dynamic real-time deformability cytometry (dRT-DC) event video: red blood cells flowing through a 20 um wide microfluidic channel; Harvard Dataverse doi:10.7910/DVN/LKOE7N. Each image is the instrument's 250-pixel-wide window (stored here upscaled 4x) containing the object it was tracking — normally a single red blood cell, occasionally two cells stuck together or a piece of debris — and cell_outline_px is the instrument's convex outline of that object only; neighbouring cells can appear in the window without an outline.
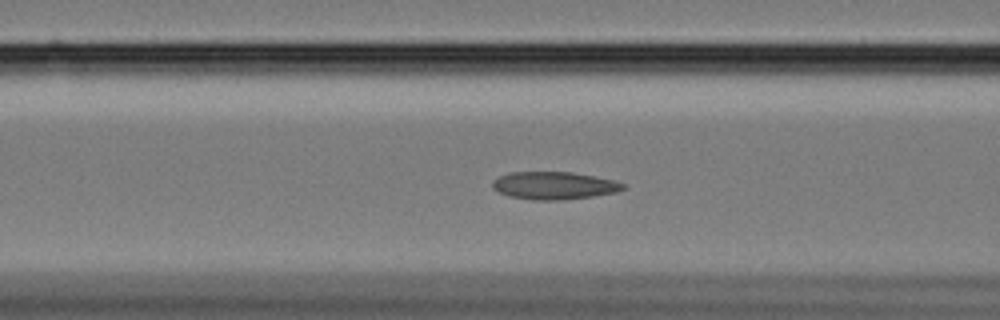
{"species": "Egyptian fruit bat (a non-hibernating species)", "species_latin": "Rousettus aegyptiacus", "temperature_condition": "cold", "stored_images_in_passage": 49, "camera_frame_rate_fps": 3000, "um_per_image_px": 0.085, "animal": {"sex": "female"}, "frame": {"image": 1, "passage_image": 18, "time_ms": 5.667, "image_size_px": [1000, 320], "cell_outline_px": [[628, 188], [616, 192], [592, 196], [564, 200], [532, 200], [508, 196], [492, 188], [492, 180], [508, 172], [572, 172], [612, 180], [628, 184]], "centroid_in_image_um": [47.1, 15.77], "position_along_channel_um": 119.5, "area_um2": 21.15}}
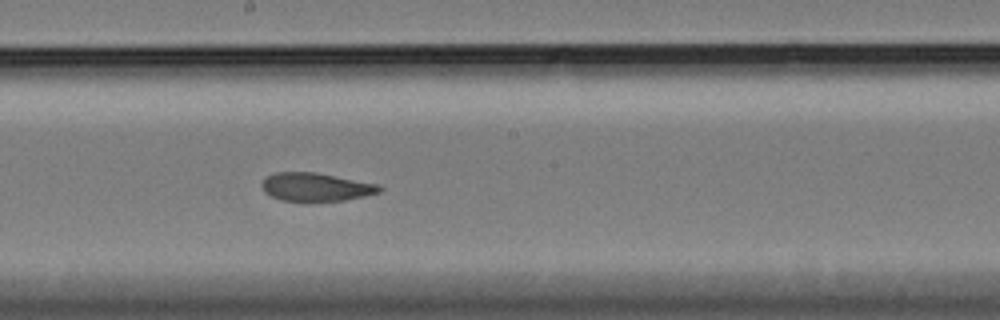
{"frame": {"image": 2, "passage_image": 27, "time_ms": 8.667, "image_size_px": [1000, 320], "cell_outline_px": [[384, 188], [380, 192], [364, 196], [344, 200], [308, 204], [304, 204], [280, 200], [264, 192], [260, 184], [268, 176], [276, 172], [316, 172], [380, 184]], "centroid_in_image_um": [26.86, 15.94], "position_along_channel_um": 221.3, "area_um2": 20.23}}
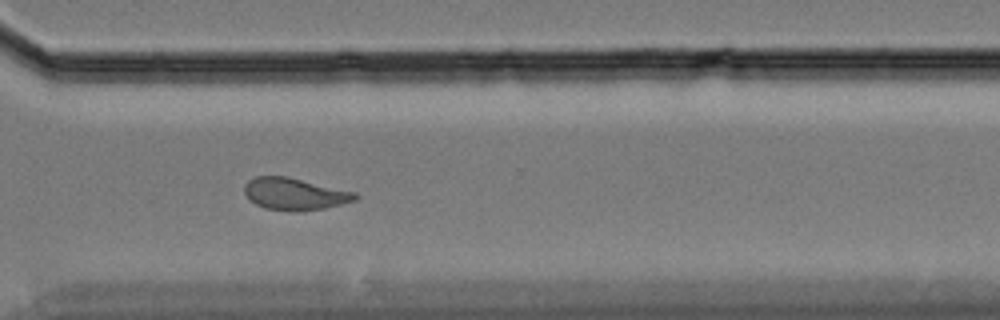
{"frame": {"image": 3, "passage_image": 38, "time_ms": 12.333, "image_size_px": [1000, 320], "cell_outline_px": [[360, 196], [356, 200], [324, 208], [296, 212], [292, 212], [264, 208], [248, 200], [244, 192], [244, 184], [248, 180], [256, 176], [288, 176], [356, 192]], "centroid_in_image_um": [25.03, 16.48], "position_along_channel_um": 345.6, "area_um2": 20.98}, "authors_computed_cell_mechanics": {"area_um2": 21.1548, "velocity_mm_per_s": 3.3932, "shape_relaxation_time_tau1_ms": null, "shape_relaxation_time_tau2_ms": 2.7207, "deformation_change_tau1": null, "deformation_change_tau2": 0.0903}}